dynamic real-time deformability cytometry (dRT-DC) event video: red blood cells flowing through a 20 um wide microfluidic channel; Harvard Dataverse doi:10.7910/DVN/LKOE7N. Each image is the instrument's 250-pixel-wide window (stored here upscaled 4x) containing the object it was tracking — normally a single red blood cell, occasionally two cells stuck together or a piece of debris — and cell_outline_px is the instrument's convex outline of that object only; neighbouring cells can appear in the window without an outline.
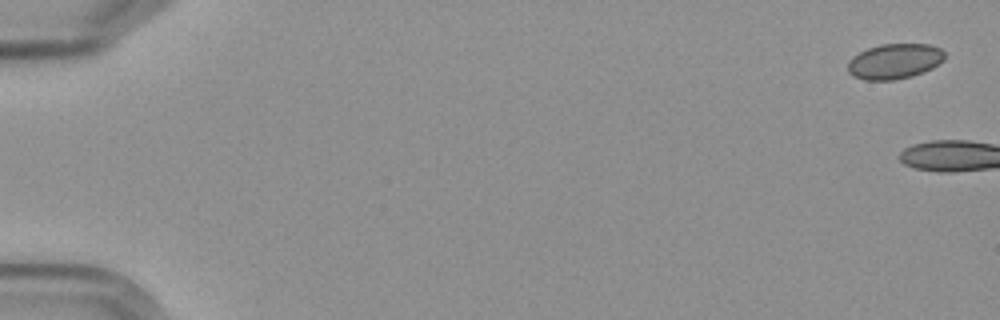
{"species": "Egyptian fruit bat (a non-hibernating species)", "species_latin": "Rousettus aegyptiacus", "temperature_condition": "cold", "stored_images_in_passage": 3, "camera_frame_rate_fps": 3000, "um_per_image_px": 0.085, "frame": {"image": 1, "passage_image": 1, "time_ms": 0.0, "image_size_px": [1000, 320], "cell_outline_px": [[944, 60], [932, 68], [924, 72], [912, 76], [892, 80], [864, 80], [852, 76], [848, 72], [848, 60], [852, 56], [868, 48], [880, 44], [928, 44], [940, 48], [944, 52]], "centroid_in_image_um": [76.01, 5.21], "position_along_channel_um": 9.0, "area_um2": 20.0}}